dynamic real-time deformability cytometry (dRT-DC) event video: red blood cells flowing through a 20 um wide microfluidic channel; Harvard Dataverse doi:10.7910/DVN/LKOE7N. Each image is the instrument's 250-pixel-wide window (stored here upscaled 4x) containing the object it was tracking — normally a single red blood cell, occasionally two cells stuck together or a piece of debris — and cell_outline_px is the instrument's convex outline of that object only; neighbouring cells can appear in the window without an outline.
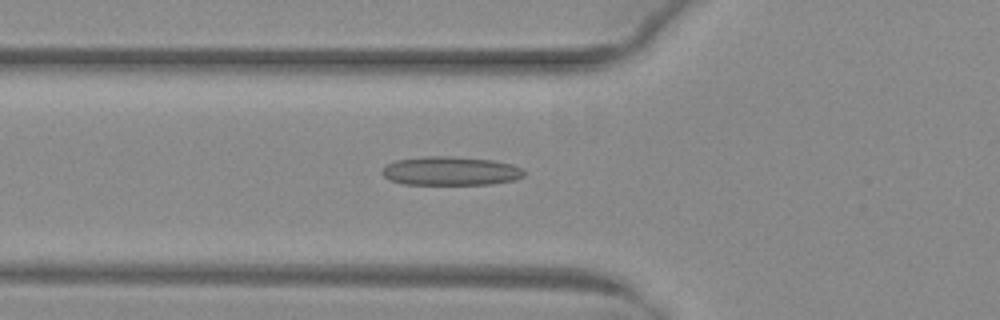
{"species": "common noctule bat (a hibernating species)", "species_latin": "Nyctalus noctula", "temperature_condition": "warm", "stored_images_in_passage": 38, "camera_frame_rate_fps": 3000, "um_per_image_px": 0.085, "animal": {"sex": "female", "body_mass_g": 29.2, "forearm_length_mm": 56.3}, "frame": {"image": 1, "passage_image": 6, "time_ms": 1.667, "image_size_px": [1000, 320], "cell_outline_px": [[524, 176], [516, 180], [492, 184], [404, 184], [388, 180], [380, 172], [388, 164], [396, 160], [428, 156], [452, 156], [492, 160], [512, 164], [520, 168], [524, 172]], "centroid_in_image_um": [38.3, 14.54], "position_along_channel_um": 87.5, "area_um2": 23.81}}
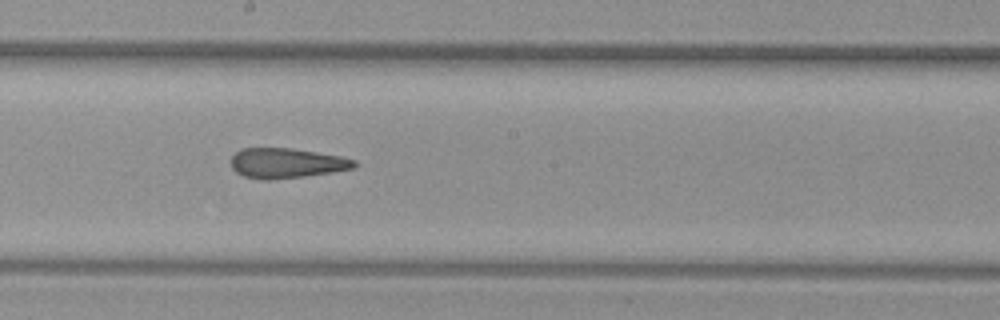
{"frame": {"image": 2, "passage_image": 16, "time_ms": 5.0, "image_size_px": [1000, 320], "cell_outline_px": [[356, 164], [352, 168], [332, 172], [304, 176], [272, 180], [260, 180], [244, 176], [236, 172], [232, 168], [232, 156], [240, 148], [292, 148], [340, 156], [356, 160]], "centroid_in_image_um": [24.32, 13.87], "position_along_channel_um": 223.9, "area_um2": 21.5}}
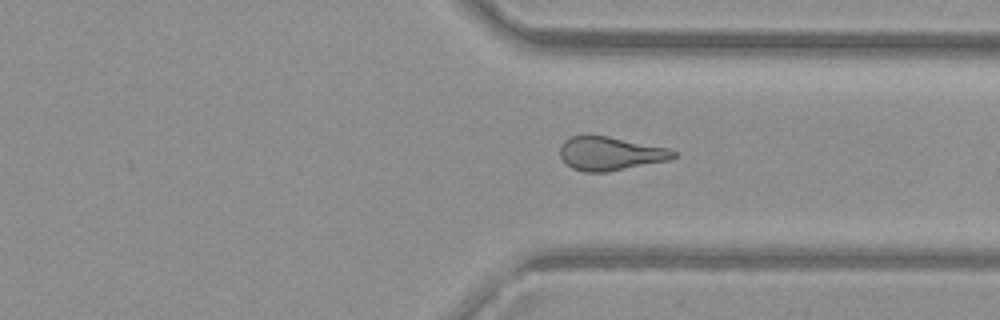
{"frame": {"image": 3, "passage_image": 26, "time_ms": 8.333, "image_size_px": [1000, 320], "cell_outline_px": [[680, 156], [668, 160], [608, 172], [584, 172], [572, 168], [560, 156], [560, 148], [564, 140], [572, 136], [608, 136], [668, 148], [676, 152]], "centroid_in_image_um": [51.9, 13.06], "position_along_channel_um": 359.5, "area_um2": 22.08}, "authors_computed_cell_mechanics": {"area_um2": 22.4264, "velocity_mm_per_s": 4.0736, "shape_relaxation_time_tau1_ms": null, "shape_relaxation_time_tau2_ms": 2.5486, "deformation_change_tau1": null, "deformation_change_tau2": 0.1135}}